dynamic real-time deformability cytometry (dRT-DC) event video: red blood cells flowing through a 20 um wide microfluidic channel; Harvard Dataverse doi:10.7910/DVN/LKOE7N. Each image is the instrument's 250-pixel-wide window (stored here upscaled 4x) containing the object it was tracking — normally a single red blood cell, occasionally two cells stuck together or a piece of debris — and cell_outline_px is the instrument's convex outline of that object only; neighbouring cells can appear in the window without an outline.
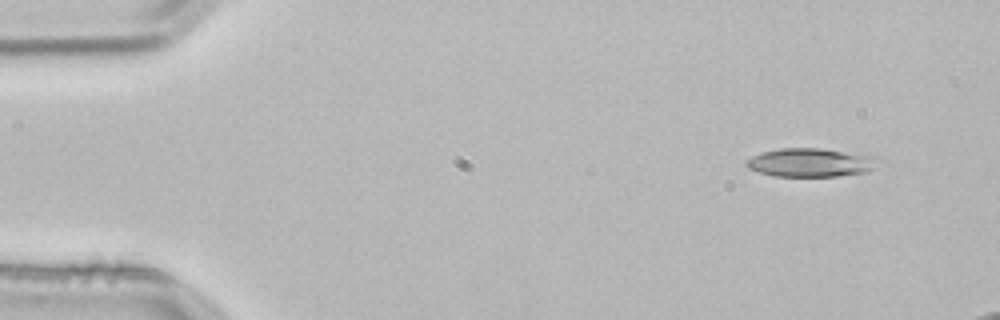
{"species": "common noctule bat (a hibernating species)", "species_latin": "Nyctalus noctula", "temperature_condition": "room temperature", "stored_images_in_passage": 2, "camera_frame_rate_fps": 3000, "um_per_image_px": 0.085, "animal": {"sex": "male", "body_mass_g": 21.5, "forearm_length_mm": 52.0}, "frame": {"image": 1, "passage_image": 1, "time_ms": 0.0, "image_size_px": [1000, 320], "cell_outline_px": [[884, 164], [868, 172], [836, 176], [776, 176], [760, 172], [748, 168], [744, 164], [744, 160], [752, 156], [764, 152], [780, 148], [820, 148], [864, 156], [884, 160]], "centroid_in_image_um": [68.92, 13.83], "position_along_channel_um": 16.1, "area_um2": 21.85}}